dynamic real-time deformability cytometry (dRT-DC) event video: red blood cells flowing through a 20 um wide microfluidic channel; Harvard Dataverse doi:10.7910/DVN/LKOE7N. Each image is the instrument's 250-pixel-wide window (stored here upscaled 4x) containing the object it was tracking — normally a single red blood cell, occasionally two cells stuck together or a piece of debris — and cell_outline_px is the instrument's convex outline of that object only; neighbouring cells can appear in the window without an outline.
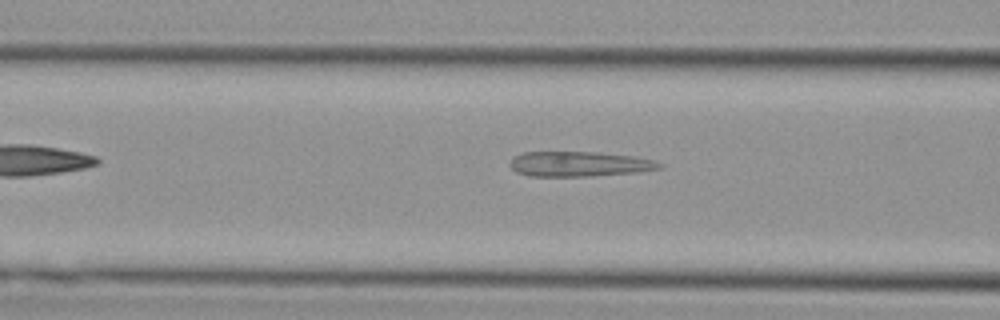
{"species": "Egyptian fruit bat (a non-hibernating species)", "species_latin": "Rousettus aegyptiacus", "temperature_condition": "cold", "stored_images_in_passage": 33, "camera_frame_rate_fps": 3000, "um_per_image_px": 0.085, "animal": {"sex": "female"}, "frame": {"image": 1, "passage_image": 5, "time_ms": 1.333, "image_size_px": [1000, 320], "cell_outline_px": [[664, 164], [660, 168], [640, 172], [592, 176], [528, 176], [516, 172], [508, 164], [512, 156], [520, 152], [600, 152], [636, 156], [652, 160]], "centroid_in_image_um": [49.21, 13.93], "position_along_channel_um": 117.4, "area_um2": 22.14}}
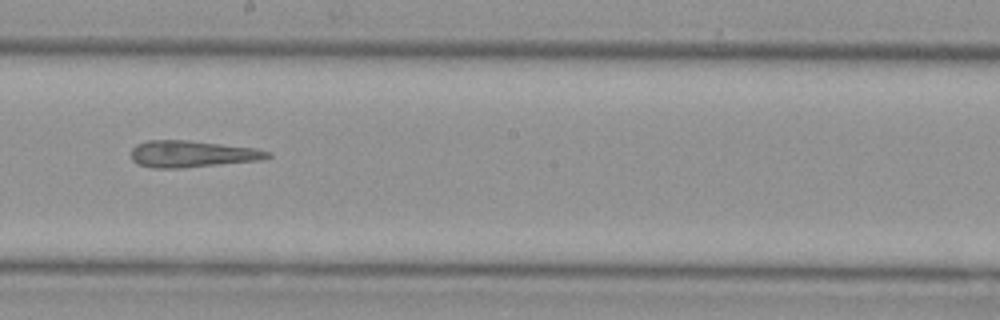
{"frame": {"image": 2, "passage_image": 13, "time_ms": 4.0, "image_size_px": [1000, 320], "cell_outline_px": [[272, 156], [260, 160], [184, 168], [152, 168], [136, 164], [132, 160], [132, 148], [136, 144], [148, 140], [188, 140], [256, 148], [272, 152]], "centroid_in_image_um": [16.32, 13.09], "position_along_channel_um": 231.9, "area_um2": 21.39}}
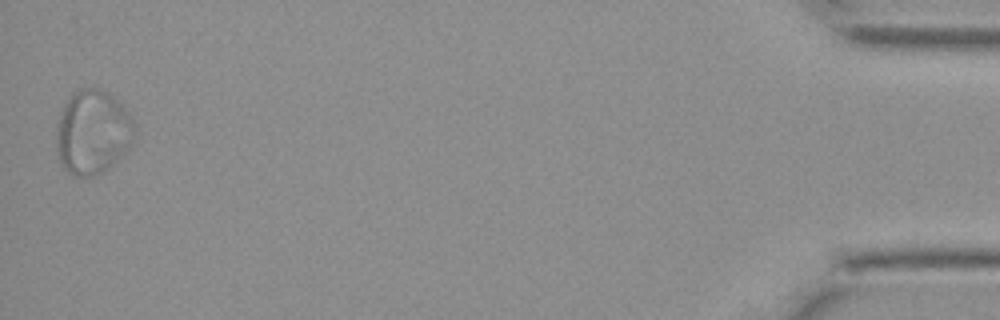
{"frame": {"image": 3, "passage_image": 33, "time_ms": 10.667, "image_size_px": [1000, 320], "cell_outline_px": [[136, 136], [132, 144], [108, 168], [92, 176], [72, 176], [64, 168], [60, 160], [56, 148], [56, 132], [60, 116], [64, 104], [72, 92], [84, 88], [100, 88], [112, 96], [128, 112], [136, 128]], "centroid_in_image_um": [7.88, 11.23], "position_along_channel_um": 427.3, "area_um2": 38.21}}